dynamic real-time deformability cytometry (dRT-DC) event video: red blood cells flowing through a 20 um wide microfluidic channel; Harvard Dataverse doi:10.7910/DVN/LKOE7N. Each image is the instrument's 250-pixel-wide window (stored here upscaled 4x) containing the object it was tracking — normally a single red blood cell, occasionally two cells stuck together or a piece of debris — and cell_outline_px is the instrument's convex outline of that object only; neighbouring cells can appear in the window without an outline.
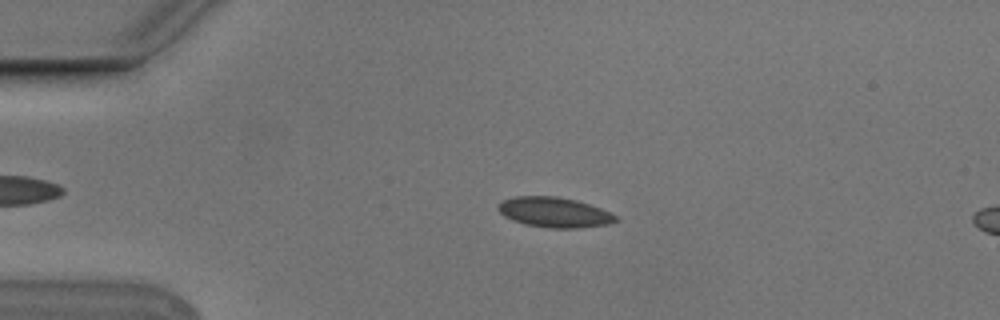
{"species": "Egyptian fruit bat (a non-hibernating species)", "species_latin": "Rousettus aegyptiacus", "temperature_condition": "cold", "stored_images_in_passage": 10, "camera_frame_rate_fps": 3000, "um_per_image_px": 0.085, "animal": {"sex": "male"}, "frame": {"image": 1, "passage_image": 5, "time_ms": 1.333, "image_size_px": [1000, 320], "cell_outline_px": [[616, 220], [608, 224], [580, 228], [548, 228], [524, 224], [512, 220], [504, 216], [496, 208], [504, 200], [516, 196], [556, 196], [576, 200], [600, 208], [616, 216]], "centroid_in_image_um": [47.08, 18.05], "position_along_channel_um": 37.9, "area_um2": 20.46}}